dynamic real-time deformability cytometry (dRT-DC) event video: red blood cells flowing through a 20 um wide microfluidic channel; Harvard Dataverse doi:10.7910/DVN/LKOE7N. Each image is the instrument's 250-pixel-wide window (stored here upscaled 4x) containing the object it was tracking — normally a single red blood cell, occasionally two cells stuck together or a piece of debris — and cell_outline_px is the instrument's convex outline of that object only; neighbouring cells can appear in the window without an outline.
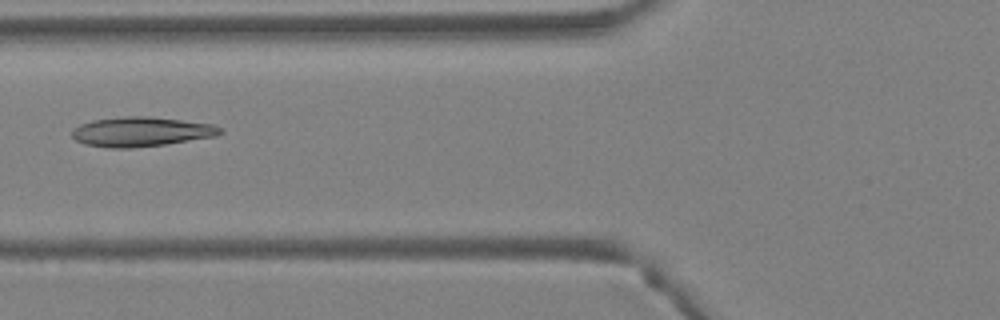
{"species": "Egyptian fruit bat (a non-hibernating species)", "species_latin": "Rousettus aegyptiacus", "temperature_condition": "warm", "stored_images_in_passage": 36, "camera_frame_rate_fps": 3000, "um_per_image_px": 0.085, "animal": {"sex": "female"}, "frame": {"image": 1, "passage_image": 12, "time_ms": 3.667, "image_size_px": [1000, 320], "cell_outline_px": [[224, 132], [216, 136], [164, 144], [132, 148], [108, 148], [84, 144], [76, 140], [72, 136], [72, 128], [80, 124], [92, 120], [124, 116], [148, 116], [212, 124], [220, 128]], "centroid_in_image_um": [11.95, 11.2], "position_along_channel_um": 113.8, "area_um2": 25.49}}
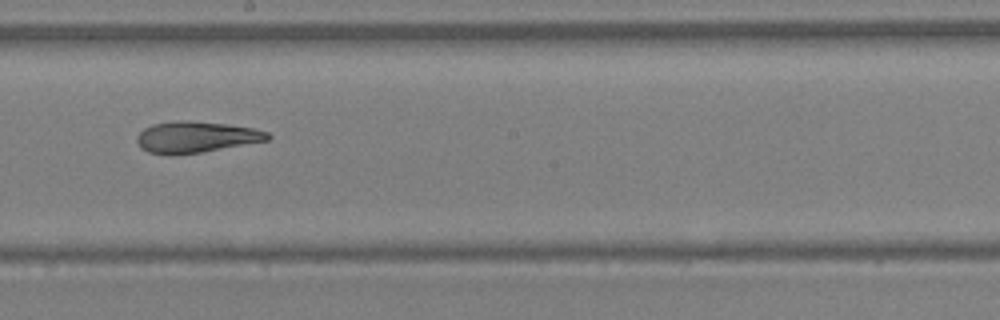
{"frame": {"image": 2, "passage_image": 19, "time_ms": 6.0, "image_size_px": [1000, 320], "cell_outline_px": [[272, 136], [268, 140], [200, 152], [148, 152], [140, 148], [136, 140], [136, 136], [144, 128], [152, 124], [176, 120], [184, 120], [224, 124], [252, 128], [268, 132]], "centroid_in_image_um": [16.65, 11.61], "position_along_channel_um": 231.5, "area_um2": 23.0}}
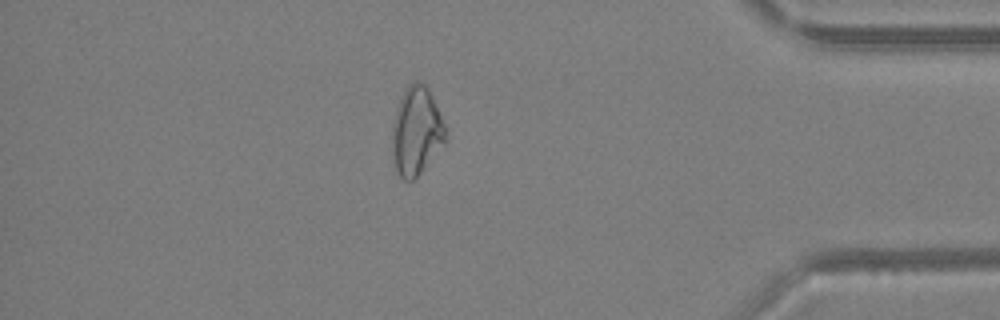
{"frame": {"image": 3, "passage_image": 31, "time_ms": 10.0, "image_size_px": [1000, 320], "cell_outline_px": [[448, 140], [420, 172], [412, 180], [404, 180], [396, 172], [392, 160], [392, 124], [400, 96], [408, 84], [416, 80], [424, 84], [428, 88], [432, 96], [444, 124]], "centroid_in_image_um": [35.37, 11.14], "position_along_channel_um": 399.8, "area_um2": 27.57}}